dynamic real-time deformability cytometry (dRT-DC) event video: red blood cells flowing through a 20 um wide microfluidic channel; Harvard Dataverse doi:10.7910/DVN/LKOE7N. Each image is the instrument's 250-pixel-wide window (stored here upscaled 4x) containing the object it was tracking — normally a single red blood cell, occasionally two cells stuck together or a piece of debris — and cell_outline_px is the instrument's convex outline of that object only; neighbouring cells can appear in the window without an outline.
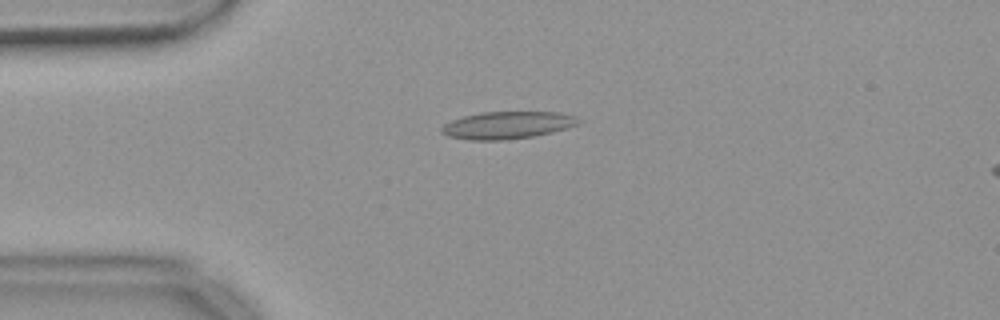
{"species": "common noctule bat (a hibernating species)", "species_latin": "Nyctalus noctula", "temperature_condition": "warm", "stored_images_in_passage": 50, "camera_frame_rate_fps": 3000, "um_per_image_px": 0.085, "animal": {"sex": "female", "body_mass_g": 18.4}, "frame": {"image": 1, "passage_image": 9, "time_ms": 2.667, "image_size_px": [1000, 320], "cell_outline_px": [[580, 120], [576, 124], [552, 132], [532, 136], [504, 140], [472, 140], [448, 136], [440, 132], [440, 128], [444, 124], [452, 120], [464, 116], [480, 112], [560, 112], [576, 116]], "centroid_in_image_um": [43.08, 10.63], "position_along_channel_um": 41.9, "area_um2": 21.62}}
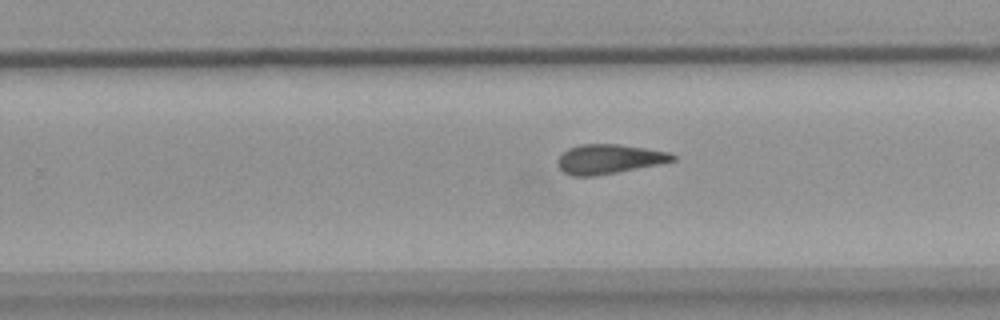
{"frame": {"image": 2, "passage_image": 30, "time_ms": 9.667, "image_size_px": [1000, 320], "cell_outline_px": [[676, 160], [596, 176], [572, 176], [564, 172], [556, 164], [556, 160], [568, 148], [580, 144], [616, 144], [644, 148], [668, 152], [676, 156]], "centroid_in_image_um": [51.71, 13.52], "position_along_channel_um": 278.1, "area_um2": 19.48}}
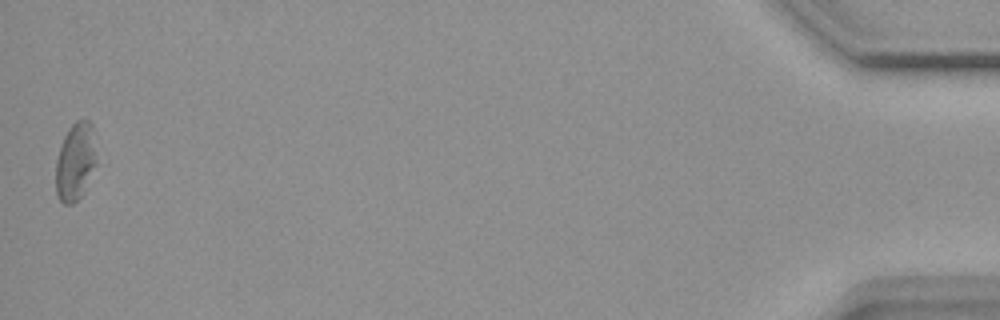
{"frame": {"image": 3, "passage_image": 50, "time_ms": 16.333, "image_size_px": [1000, 320], "cell_outline_px": [[96, 164], [80, 196], [72, 204], [64, 204], [60, 200], [56, 192], [56, 160], [64, 136], [68, 128], [76, 120], [88, 120], [92, 124]], "centroid_in_image_um": [6.39, 13.71], "position_along_channel_um": 428.8, "area_um2": 18.03}, "authors_computed_cell_mechanics": {"area_um2": 20.3456, "velocity_mm_per_s": 3.6789, "shape_relaxation_time_tau1_ms": null, "shape_relaxation_time_tau2_ms": 3.3174, "deformation_change_tau1": null, "deformation_change_tau2": 0.1239}}